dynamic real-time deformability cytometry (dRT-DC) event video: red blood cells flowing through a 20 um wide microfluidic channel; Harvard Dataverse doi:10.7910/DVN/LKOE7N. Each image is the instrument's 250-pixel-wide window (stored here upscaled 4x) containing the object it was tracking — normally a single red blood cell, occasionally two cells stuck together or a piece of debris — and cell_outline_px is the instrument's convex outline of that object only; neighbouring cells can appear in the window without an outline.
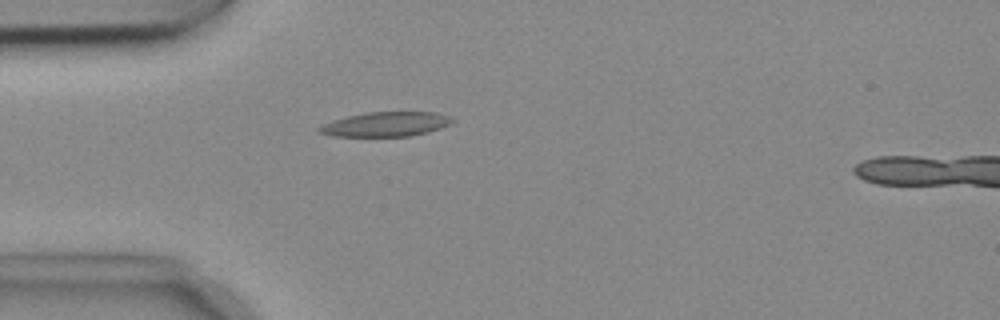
{"species": "common noctule bat (a hibernating species)", "species_latin": "Nyctalus noctula", "temperature_condition": "cold", "stored_images_in_passage": 40, "camera_frame_rate_fps": 3000, "um_per_image_px": 0.085, "animal": {"sex": "female", "body_mass_g": 18.4}, "frame": {"image": 1, "passage_image": 1, "time_ms": 0.0, "image_size_px": [1000, 320], "cell_outline_px": [[456, 120], [452, 124], [428, 132], [408, 136], [332, 136], [316, 132], [316, 128], [332, 120], [364, 112], [436, 112], [448, 116]], "centroid_in_image_um": [32.78, 10.56], "position_along_channel_um": 52.2, "area_um2": 19.13}}
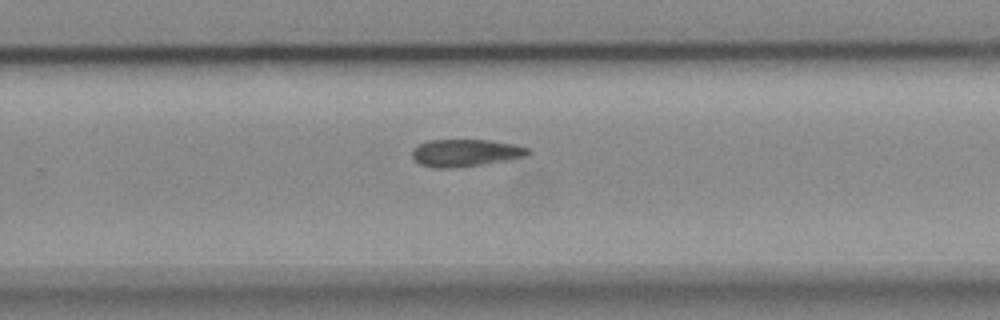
{"frame": {"image": 2, "passage_image": 21, "time_ms": 6.667, "image_size_px": [1000, 320], "cell_outline_px": [[532, 152], [524, 156], [508, 160], [452, 168], [436, 168], [420, 164], [412, 156], [412, 148], [428, 140], [488, 140], [512, 144], [528, 148]], "centroid_in_image_um": [39.54, 12.99], "position_along_channel_um": 290.3, "area_um2": 18.21}}
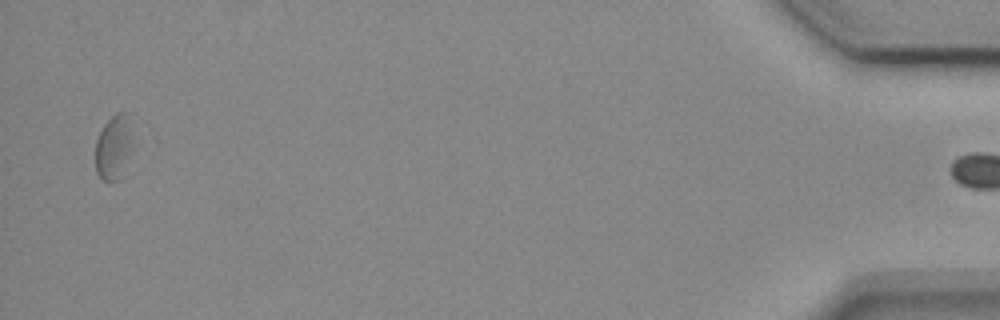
{"frame": {"image": 3, "passage_image": 39, "time_ms": 12.667, "image_size_px": [1000, 320], "cell_outline_px": [[132, 152], [120, 180], [104, 180], [96, 172], [96, 140], [104, 124], [116, 112], [132, 112]], "centroid_in_image_um": [9.73, 12.44], "position_along_channel_um": 425.5, "area_um2": 14.57}}